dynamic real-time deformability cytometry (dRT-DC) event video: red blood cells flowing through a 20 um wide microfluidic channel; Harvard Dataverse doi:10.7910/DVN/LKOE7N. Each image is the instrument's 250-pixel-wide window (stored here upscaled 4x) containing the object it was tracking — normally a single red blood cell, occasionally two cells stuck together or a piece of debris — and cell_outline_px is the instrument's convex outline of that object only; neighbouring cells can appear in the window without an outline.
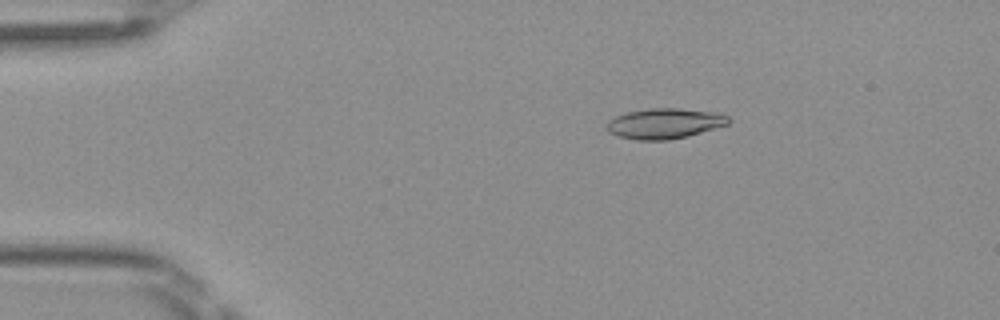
{"species": "Egyptian fruit bat (a non-hibernating species)", "species_latin": "Rousettus aegyptiacus", "temperature_condition": "room temperature", "stored_images_in_passage": 8, "camera_frame_rate_fps": 3000, "um_per_image_px": 0.085, "frame": {"image": 1, "passage_image": 3, "time_ms": 0.667, "image_size_px": [1000, 320], "cell_outline_px": [[732, 120], [728, 124], [688, 136], [668, 140], [636, 140], [616, 136], [608, 132], [604, 128], [608, 120], [616, 116], [628, 112], [652, 108], [676, 108], [708, 112], [728, 116]], "centroid_in_image_um": [56.42, 10.51], "position_along_channel_um": 28.6, "area_um2": 21.44}}
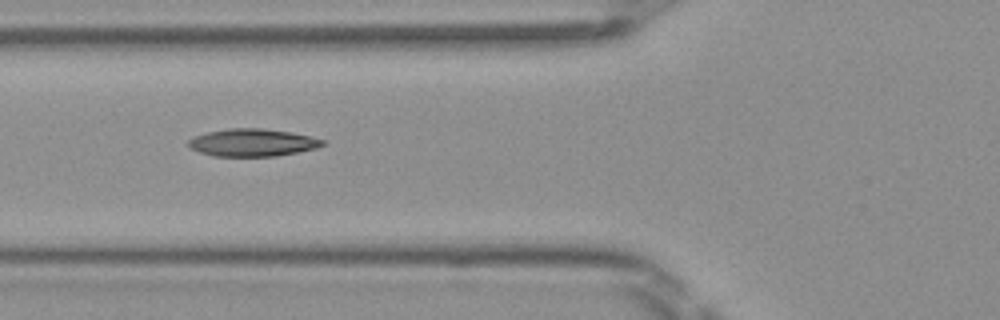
{"frame": {"image": 2, "passage_image": 6, "time_ms": 1.667, "image_size_px": [1000, 320], "cell_outline_px": [[324, 144], [316, 148], [276, 156], [212, 156], [188, 148], [188, 140], [192, 136], [208, 132], [228, 128], [260, 128], [292, 132], [324, 140]], "centroid_in_image_um": [21.4, 12.12], "position_along_channel_um": 104.4, "area_um2": 21.5}}
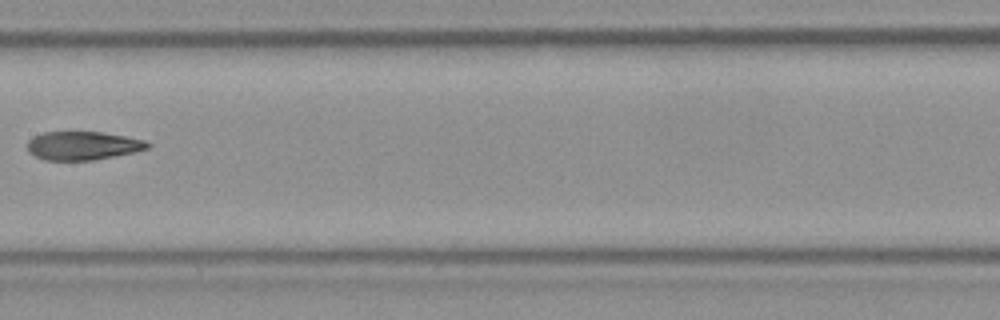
{"frame": {"image": 3, "passage_image": 8, "time_ms": 2.333, "image_size_px": [1000, 320], "cell_outline_px": [[152, 144], [148, 148], [132, 152], [92, 160], [44, 160], [28, 152], [28, 140], [32, 136], [44, 132], [100, 132], [124, 136], [144, 140]], "centroid_in_image_um": [7.0, 12.37], "position_along_channel_um": 200.4, "area_um2": 19.77}}